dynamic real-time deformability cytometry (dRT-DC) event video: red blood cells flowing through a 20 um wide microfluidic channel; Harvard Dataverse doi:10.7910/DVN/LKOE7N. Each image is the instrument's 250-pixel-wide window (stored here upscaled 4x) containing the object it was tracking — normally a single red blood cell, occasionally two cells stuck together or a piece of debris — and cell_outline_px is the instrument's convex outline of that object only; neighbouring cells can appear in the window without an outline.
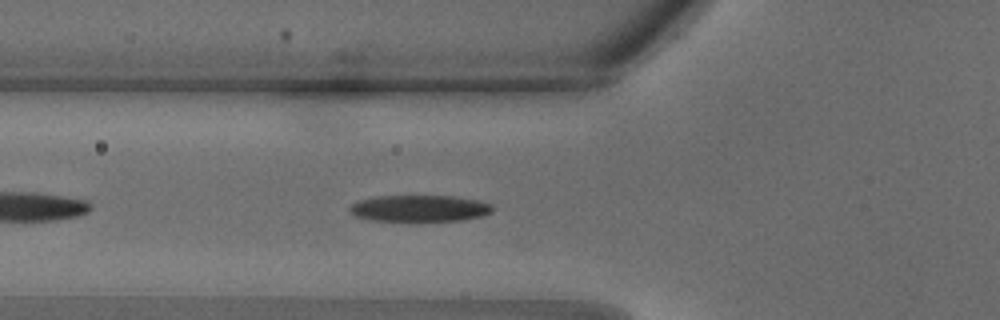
{"species": "common noctule bat (a hibernating species)", "species_latin": "Nyctalus noctula", "temperature_condition": "warm", "stored_images_in_passage": 28, "camera_frame_rate_fps": 3000, "um_per_image_px": 0.085, "animal": {"sex": "male", "body_mass_g": 18.8}, "frame": {"image": 1, "passage_image": 12, "time_ms": 3.667, "image_size_px": [1000, 320], "cell_outline_px": [[492, 212], [484, 216], [460, 220], [372, 220], [356, 216], [348, 212], [348, 208], [352, 204], [360, 200], [376, 196], [452, 196], [476, 200], [492, 204]], "centroid_in_image_um": [35.65, 17.7], "position_along_channel_um": 90.1, "area_um2": 21.79}}
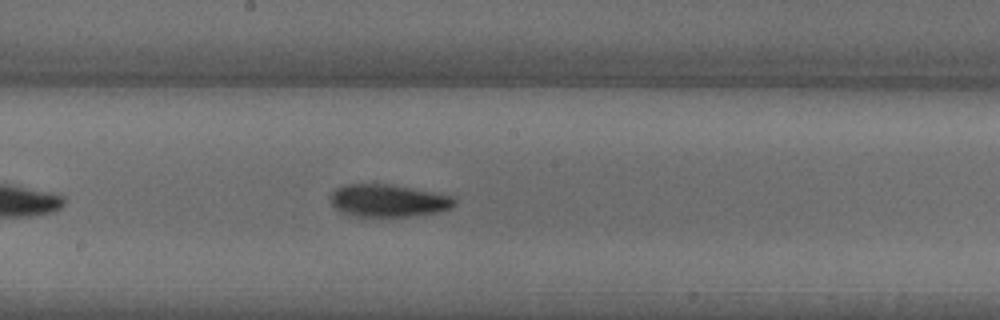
{"frame": {"image": 2, "passage_image": 18, "time_ms": 5.667, "image_size_px": [1000, 320], "cell_outline_px": [[456, 204], [452, 208], [436, 212], [412, 216], [356, 216], [344, 212], [336, 208], [332, 204], [332, 192], [336, 188], [344, 184], [388, 184], [432, 192], [452, 196], [456, 200]], "centroid_in_image_um": [33.02, 17.05], "position_along_channel_um": 215.2, "area_um2": 23.12}}
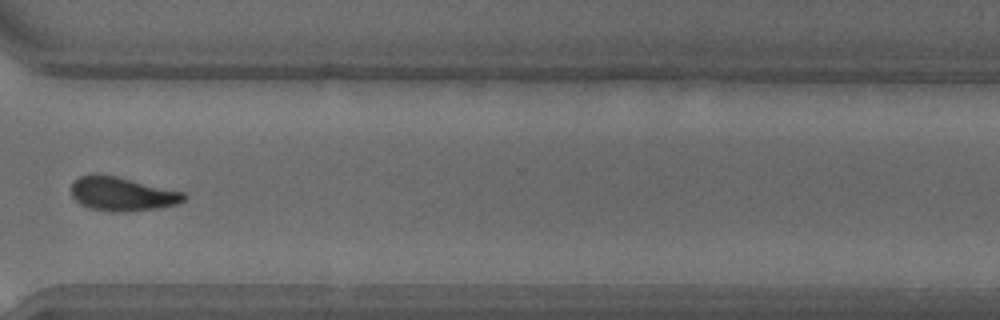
{"frame": {"image": 3, "passage_image": 25, "time_ms": 8.0, "image_size_px": [1000, 320], "cell_outline_px": [[188, 196], [184, 200], [176, 204], [160, 208], [112, 212], [88, 208], [80, 204], [72, 196], [72, 180], [88, 172], [96, 172], [116, 176], [184, 192]], "centroid_in_image_um": [10.33, 16.46], "position_along_channel_um": 360.3, "area_um2": 22.48}}